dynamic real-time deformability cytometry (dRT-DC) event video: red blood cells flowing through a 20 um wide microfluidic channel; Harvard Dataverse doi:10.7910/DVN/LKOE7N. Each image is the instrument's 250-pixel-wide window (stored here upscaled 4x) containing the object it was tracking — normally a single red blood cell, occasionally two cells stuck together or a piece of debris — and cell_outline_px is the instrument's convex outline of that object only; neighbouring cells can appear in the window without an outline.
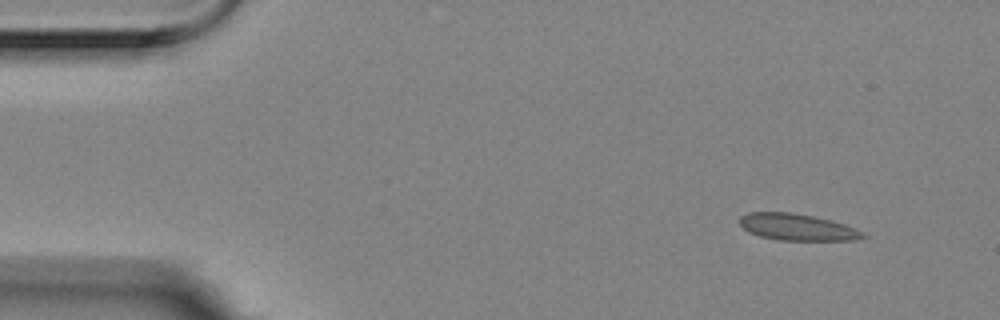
{"species": "Egyptian fruit bat (a non-hibernating species)", "species_latin": "Rousettus aegyptiacus", "temperature_condition": "room temperature", "stored_images_in_passage": 4, "camera_frame_rate_fps": 3000, "um_per_image_px": 0.085, "animal": {"sex": "female"}, "frame": {"image": 1, "passage_image": 1, "time_ms": 0.0, "image_size_px": [1000, 320], "cell_outline_px": [[868, 236], [856, 240], [776, 240], [760, 236], [748, 232], [740, 224], [740, 216], [748, 212], [792, 212], [832, 220], [856, 228], [864, 232]], "centroid_in_image_um": [67.78, 19.31], "position_along_channel_um": 17.2, "area_um2": 19.25}}
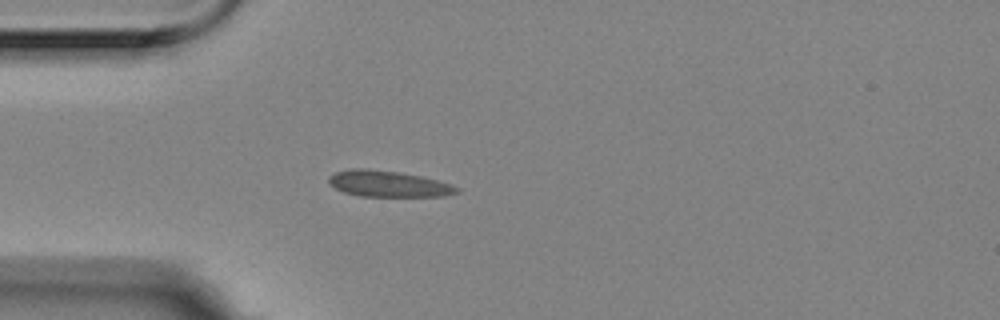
{"frame": {"image": 2, "passage_image": 4, "time_ms": 1.0, "image_size_px": [1000, 320], "cell_outline_px": [[460, 192], [444, 196], [360, 196], [344, 192], [336, 188], [328, 180], [328, 176], [336, 172], [352, 168], [364, 168], [400, 172], [420, 176], [452, 184], [460, 188]], "centroid_in_image_um": [33.03, 15.62], "position_along_channel_um": 52.0, "area_um2": 19.42}}